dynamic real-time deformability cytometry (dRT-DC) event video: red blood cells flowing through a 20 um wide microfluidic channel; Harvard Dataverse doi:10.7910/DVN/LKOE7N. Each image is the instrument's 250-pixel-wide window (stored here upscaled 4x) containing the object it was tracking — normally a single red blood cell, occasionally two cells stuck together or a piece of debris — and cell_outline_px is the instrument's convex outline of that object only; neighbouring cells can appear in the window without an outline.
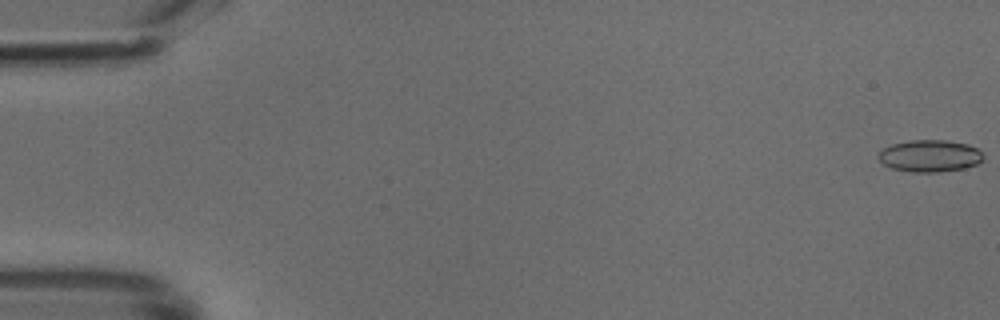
{"species": "common noctule bat (a hibernating species)", "species_latin": "Nyctalus noctula", "temperature_condition": "cold", "stored_images_in_passage": 50, "camera_frame_rate_fps": 3000, "um_per_image_px": 0.085, "animal": {"sex": "male", "body_mass_g": 18.8}, "frame": {"image": 1, "passage_image": 1, "time_ms": 0.0, "image_size_px": [1000, 320], "cell_outline_px": [[984, 160], [976, 164], [964, 168], [940, 172], [912, 172], [892, 168], [884, 164], [880, 160], [880, 152], [884, 148], [892, 144], [908, 140], [944, 140], [968, 144], [976, 148], [984, 156]], "centroid_in_image_um": [79.06, 13.25], "position_along_channel_um": 5.9, "area_um2": 19.42}}
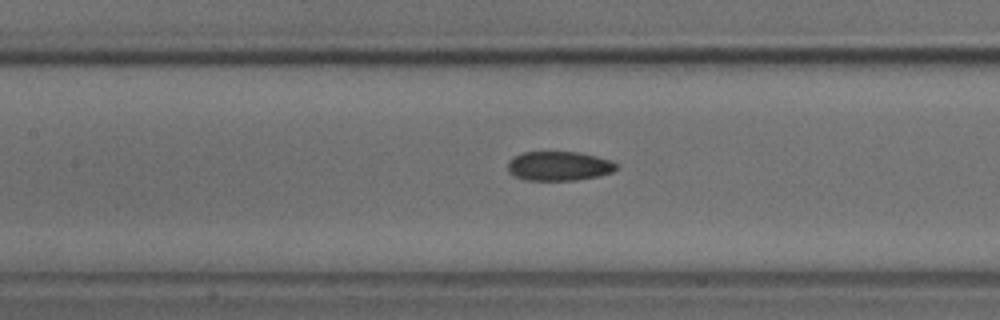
{"frame": {"image": 2, "passage_image": 23, "time_ms": 7.333, "image_size_px": [1000, 320], "cell_outline_px": [[616, 168], [612, 172], [600, 176], [576, 180], [524, 180], [508, 172], [508, 164], [516, 156], [524, 152], [580, 152], [612, 160], [616, 164]], "centroid_in_image_um": [47.54, 14.12], "position_along_channel_um": 159.9, "area_um2": 18.44}}
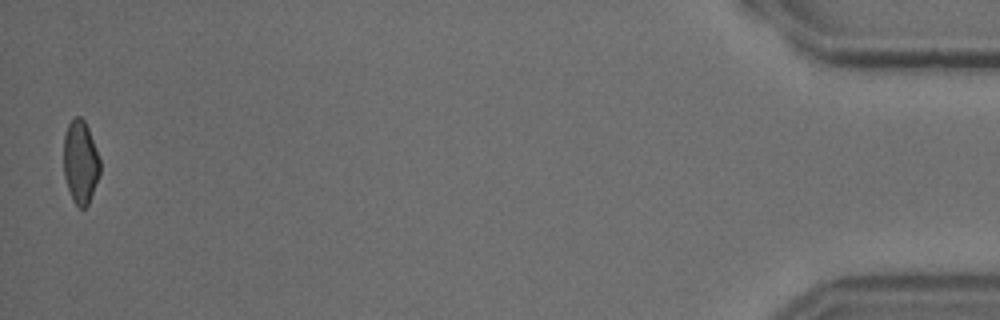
{"frame": {"image": 3, "passage_image": 49, "time_ms": 16.0, "image_size_px": [1000, 320], "cell_outline_px": [[100, 172], [88, 204], [84, 208], [80, 208], [72, 200], [64, 176], [64, 136], [68, 124], [76, 116], [80, 116], [84, 120], [88, 128], [100, 160]], "centroid_in_image_um": [6.83, 13.77], "position_along_channel_um": 428.4, "area_um2": 17.4}}